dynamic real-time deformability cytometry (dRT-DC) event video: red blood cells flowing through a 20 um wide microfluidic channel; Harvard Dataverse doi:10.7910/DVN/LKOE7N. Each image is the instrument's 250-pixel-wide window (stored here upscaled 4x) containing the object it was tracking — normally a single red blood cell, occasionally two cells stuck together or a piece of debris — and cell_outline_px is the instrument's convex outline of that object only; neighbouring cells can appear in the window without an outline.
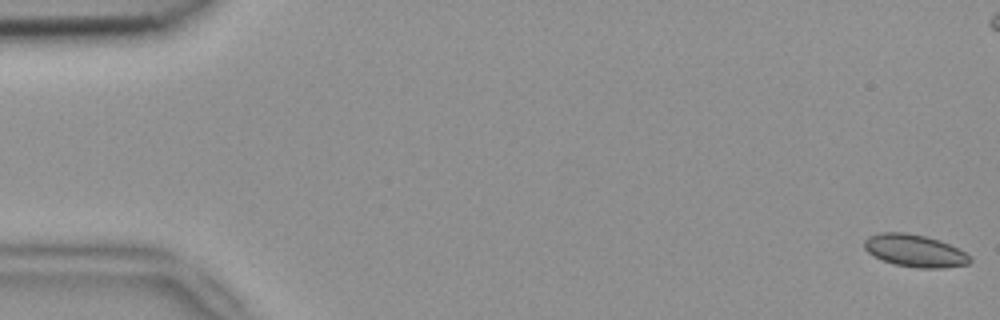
{"species": "common noctule bat (a hibernating species)", "species_latin": "Nyctalus noctula", "temperature_condition": "room temperature", "stored_images_in_passage": 55, "camera_frame_rate_fps": 3000, "um_per_image_px": 0.085, "animal": {"sex": "female", "body_mass_g": 18.4}, "frame": {"image": 1, "passage_image": 1, "time_ms": 0.0, "image_size_px": [1000, 320], "cell_outline_px": [[972, 260], [968, 264], [944, 268], [920, 268], [896, 264], [872, 256], [864, 248], [864, 240], [868, 236], [880, 232], [904, 232], [924, 236], [940, 240], [972, 256]], "centroid_in_image_um": [77.75, 21.31], "position_along_channel_um": 7.3, "area_um2": 19.88}}
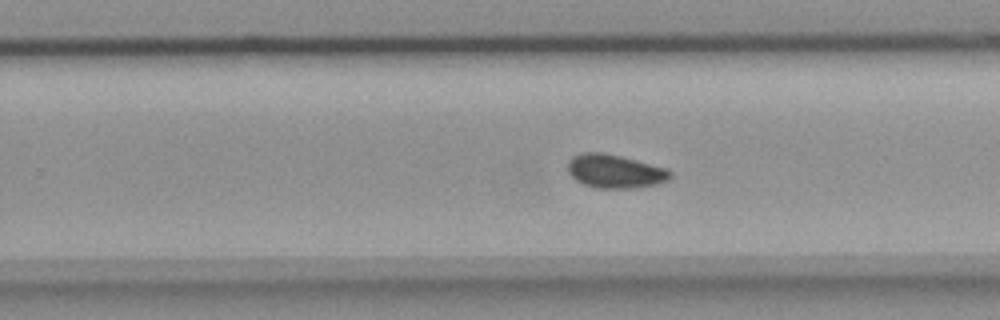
{"frame": {"image": 2, "passage_image": 34, "time_ms": 11.0, "image_size_px": [1000, 320], "cell_outline_px": [[672, 176], [668, 180], [656, 184], [636, 188], [596, 188], [584, 184], [576, 180], [568, 172], [568, 160], [572, 156], [580, 152], [604, 152], [668, 168], [672, 172]], "centroid_in_image_um": [52.27, 14.55], "position_along_channel_um": 277.5, "area_um2": 20.23}}
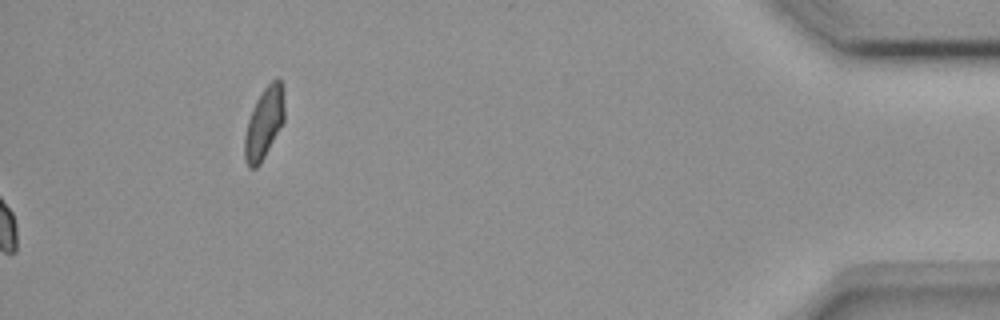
{"frame": {"image": 3, "passage_image": 55, "time_ms": 18.0, "image_size_px": [1000, 320], "cell_outline_px": [[284, 120], [260, 164], [256, 168], [248, 168], [244, 160], [244, 136], [248, 120], [252, 108], [256, 100], [264, 88], [276, 76], [280, 76], [284, 84]], "centroid_in_image_um": [22.45, 10.41], "position_along_channel_um": 412.7, "area_um2": 16.82}, "authors_computed_cell_mechanics": {"area_um2": 19.363, "velocity_mm_per_s": 3.7906, "shape_relaxation_time_tau1_ms": null, "shape_relaxation_time_tau2_ms": 2.8815, "deformation_change_tau1": null, "deformation_change_tau2": 0.0593}}